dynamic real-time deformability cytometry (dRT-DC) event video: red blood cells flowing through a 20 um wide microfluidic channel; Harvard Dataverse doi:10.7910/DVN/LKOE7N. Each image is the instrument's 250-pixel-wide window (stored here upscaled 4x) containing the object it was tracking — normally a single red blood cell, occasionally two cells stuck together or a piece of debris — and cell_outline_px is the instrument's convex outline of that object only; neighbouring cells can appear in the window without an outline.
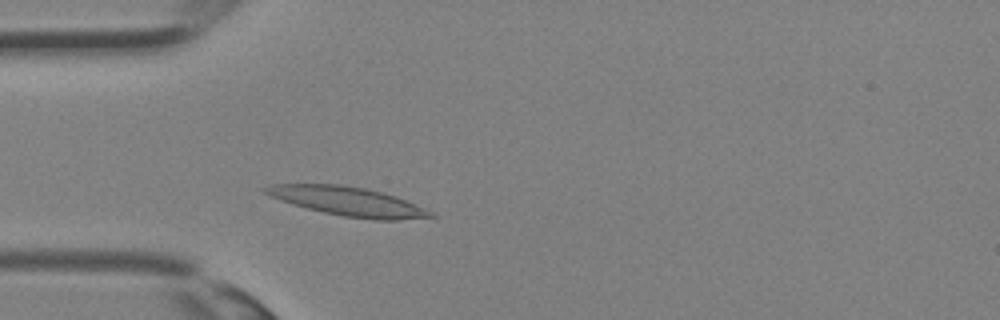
{"species": "Egyptian fruit bat (a non-hibernating species)", "species_latin": "Rousettus aegyptiacus", "temperature_condition": "room temperature", "stored_images_in_passage": 14, "camera_frame_rate_fps": 3000, "um_per_image_px": 0.085, "animal": {"sex": "female"}, "frame": {"image": 1, "passage_image": 5, "time_ms": 1.333, "image_size_px": [1000, 320], "cell_outline_px": [[436, 216], [400, 220], [372, 220], [344, 216], [324, 212], [292, 204], [280, 200], [264, 192], [260, 188], [268, 184], [340, 184], [364, 188], [396, 196], [424, 208], [432, 212]], "centroid_in_image_um": [29.54, 17.11], "position_along_channel_um": 55.5, "area_um2": 27.69}}
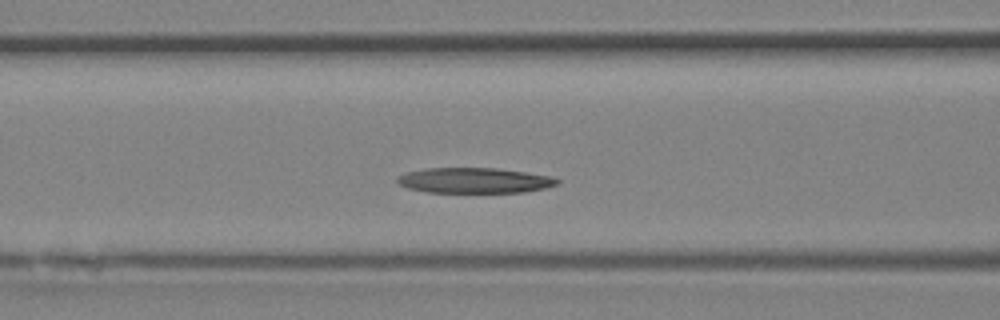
{"frame": {"image": 2, "passage_image": 9, "time_ms": 2.667, "image_size_px": [1000, 320], "cell_outline_px": [[560, 180], [556, 184], [544, 188], [524, 192], [428, 192], [408, 188], [396, 184], [396, 176], [408, 172], [424, 168], [496, 168], [552, 176]], "centroid_in_image_um": [40.27, 15.33], "position_along_channel_um": 126.3, "area_um2": 23.58}}
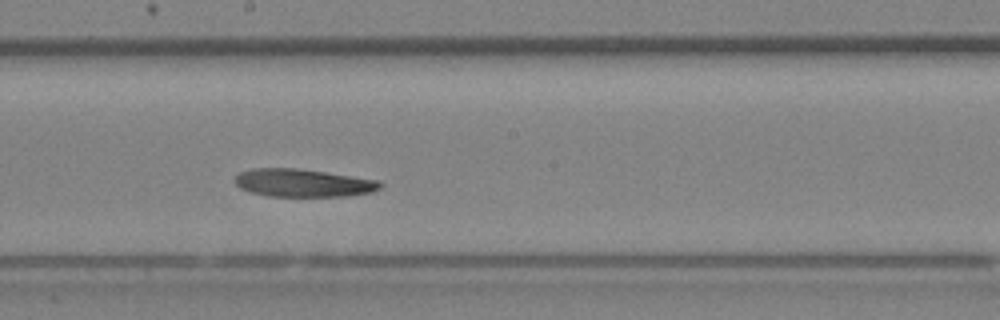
{"frame": {"image": 3, "passage_image": 14, "time_ms": 4.333, "image_size_px": [1000, 320], "cell_outline_px": [[384, 184], [380, 188], [372, 192], [348, 196], [268, 196], [252, 192], [240, 188], [236, 184], [236, 176], [240, 172], [252, 168], [296, 168], [380, 180]], "centroid_in_image_um": [25.79, 15.55], "position_along_channel_um": 222.4, "area_um2": 23.52}}